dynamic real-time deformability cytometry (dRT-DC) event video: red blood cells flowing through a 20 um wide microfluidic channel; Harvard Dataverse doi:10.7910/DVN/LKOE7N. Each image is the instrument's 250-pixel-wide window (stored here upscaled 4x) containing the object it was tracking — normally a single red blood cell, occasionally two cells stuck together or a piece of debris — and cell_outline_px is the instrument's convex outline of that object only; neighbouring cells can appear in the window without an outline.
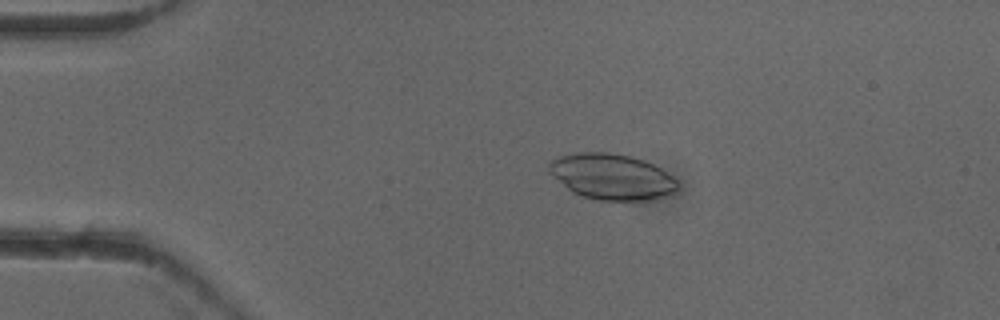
{"species": "common noctule bat (a hibernating species)", "species_latin": "Nyctalus noctula", "temperature_condition": "cold", "stored_images_in_passage": 52, "camera_frame_rate_fps": 3000, "um_per_image_px": 0.085, "animal": {"sex": "female"}, "frame": {"image": 1, "passage_image": 11, "time_ms": 3.333, "image_size_px": [1000, 320], "cell_outline_px": [[680, 188], [676, 192], [660, 196], [640, 200], [600, 200], [580, 196], [572, 192], [548, 172], [548, 164], [552, 160], [560, 156], [576, 152], [608, 152], [628, 156], [644, 160], [660, 168], [680, 180]], "centroid_in_image_um": [52.01, 15.01], "position_along_channel_um": 33.0, "area_um2": 34.33}}
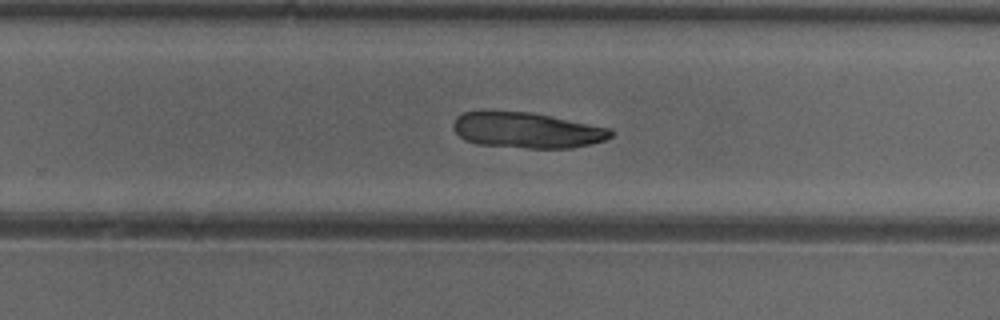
{"frame": {"image": 2, "passage_image": 34, "time_ms": 11.0, "image_size_px": [1000, 320], "cell_outline_px": [[612, 136], [604, 140], [592, 144], [572, 148], [528, 148], [476, 144], [464, 140], [452, 128], [452, 124], [456, 116], [464, 112], [532, 112], [612, 128]], "centroid_in_image_um": [44.8, 11.08], "position_along_channel_um": 285.0, "area_um2": 32.77}}
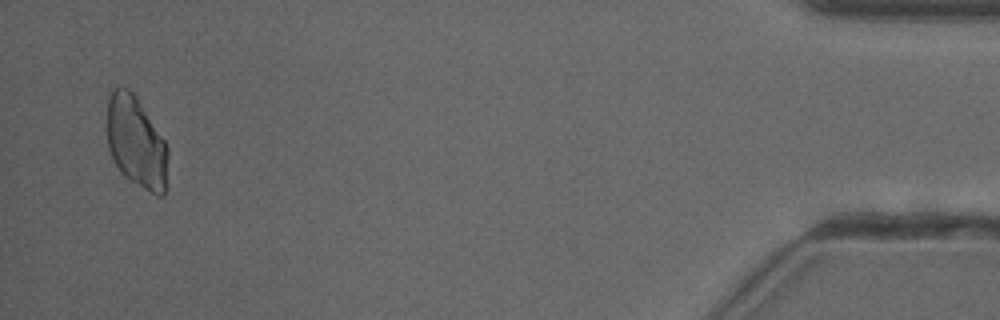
{"frame": {"image": 3, "passage_image": 51, "time_ms": 16.667, "image_size_px": [1000, 320], "cell_outline_px": [[168, 188], [164, 196], [160, 196], [144, 188], [124, 176], [112, 160], [108, 148], [108, 100], [112, 88], [116, 84], [120, 84], [128, 88], [136, 96], [164, 140], [168, 148]], "centroid_in_image_um": [11.6, 12.09], "position_along_channel_um": 423.6, "area_um2": 32.77}}